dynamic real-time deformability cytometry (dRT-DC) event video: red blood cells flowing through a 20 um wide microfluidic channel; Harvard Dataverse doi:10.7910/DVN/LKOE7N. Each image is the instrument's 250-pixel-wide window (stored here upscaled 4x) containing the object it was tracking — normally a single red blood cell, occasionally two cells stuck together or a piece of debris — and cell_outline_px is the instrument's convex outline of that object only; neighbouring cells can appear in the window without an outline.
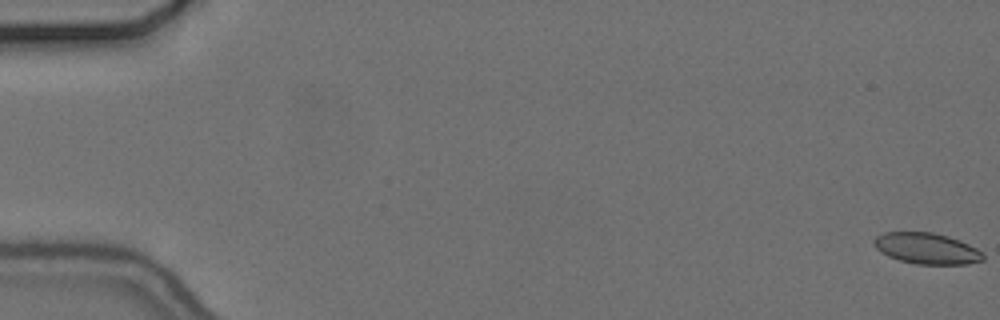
{"species": "common noctule bat (a hibernating species)", "species_latin": "Nyctalus noctula", "temperature_condition": "cold", "stored_images_in_passage": 57, "camera_frame_rate_fps": 3000, "um_per_image_px": 0.085, "animal": {"sex": "female", "body_mass_g": 24.6, "forearm_length_mm": 56.2}, "frame": {"image": 1, "passage_image": 1, "time_ms": 0.0, "image_size_px": [1000, 320], "cell_outline_px": [[984, 260], [968, 264], [916, 264], [900, 260], [888, 256], [880, 252], [872, 244], [872, 240], [876, 236], [884, 232], [932, 232], [948, 236], [960, 240], [984, 252]], "centroid_in_image_um": [78.76, 21.11], "position_along_channel_um": 6.2, "area_um2": 19.94}}
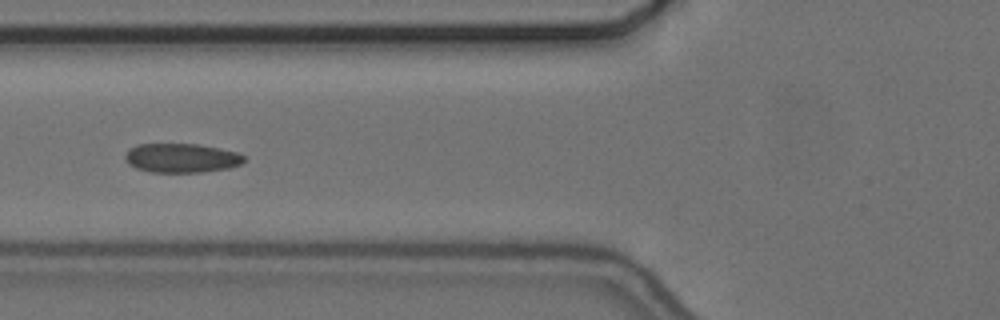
{"frame": {"image": 2, "passage_image": 23, "time_ms": 7.333, "image_size_px": [1000, 320], "cell_outline_px": [[244, 160], [240, 164], [228, 168], [204, 172], [152, 172], [136, 168], [128, 164], [124, 160], [124, 156], [136, 144], [200, 144], [220, 148], [236, 152], [244, 156]], "centroid_in_image_um": [15.41, 13.43], "position_along_channel_um": 110.4, "area_um2": 20.17}}
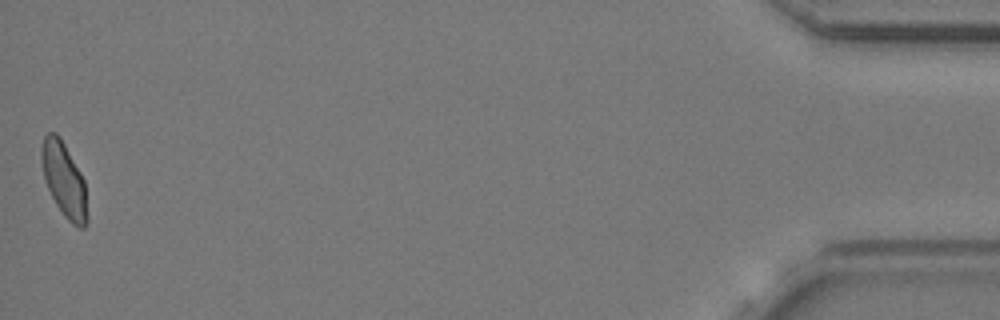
{"frame": {"image": 3, "passage_image": 57, "time_ms": 18.667, "image_size_px": [1000, 320], "cell_outline_px": [[88, 220], [84, 228], [80, 228], [72, 224], [64, 216], [56, 204], [48, 188], [44, 176], [40, 160], [40, 148], [44, 136], [48, 132], [56, 132], [60, 136], [80, 172], [84, 180], [88, 216]], "centroid_in_image_um": [5.44, 15.27], "position_along_channel_um": 429.8, "area_um2": 19.88}, "authors_computed_cell_mechanics": {"area_um2": 20.1722, "velocity_mm_per_s": 3.6543, "shape_relaxation_time_tau1_ms": 9.5028, "shape_relaxation_time_tau2_ms": 1.5692, "deformation_change_tau1": 0.1549, "deformation_change_tau2": 0.0573}}